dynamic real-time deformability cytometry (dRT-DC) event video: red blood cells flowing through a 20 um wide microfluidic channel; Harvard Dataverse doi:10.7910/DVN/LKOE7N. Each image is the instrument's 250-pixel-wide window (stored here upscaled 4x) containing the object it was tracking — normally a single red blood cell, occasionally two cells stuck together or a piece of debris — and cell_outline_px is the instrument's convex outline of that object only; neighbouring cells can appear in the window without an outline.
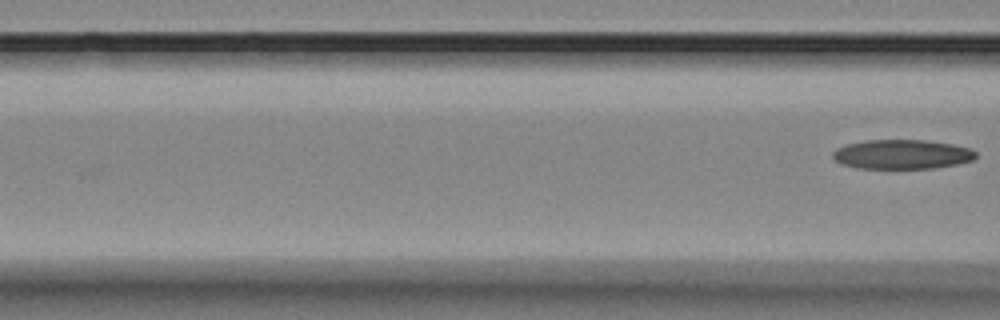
{"species": "Egyptian fruit bat (a non-hibernating species)", "species_latin": "Rousettus aegyptiacus", "temperature_condition": "room temperature", "stored_images_in_passage": 6, "camera_frame_rate_fps": 3000, "um_per_image_px": 0.085, "animal": {"sex": "female"}, "frame": {"image": 1, "passage_image": 6, "time_ms": 5.667, "image_size_px": [1000, 320], "cell_outline_px": [[976, 156], [972, 160], [956, 164], [932, 168], [856, 168], [840, 164], [832, 156], [832, 152], [836, 148], [848, 144], [864, 140], [924, 140], [952, 144], [972, 148], [976, 152]], "centroid_in_image_um": [76.65, 13.11], "position_along_channel_um": 90.0, "area_um2": 24.51}}